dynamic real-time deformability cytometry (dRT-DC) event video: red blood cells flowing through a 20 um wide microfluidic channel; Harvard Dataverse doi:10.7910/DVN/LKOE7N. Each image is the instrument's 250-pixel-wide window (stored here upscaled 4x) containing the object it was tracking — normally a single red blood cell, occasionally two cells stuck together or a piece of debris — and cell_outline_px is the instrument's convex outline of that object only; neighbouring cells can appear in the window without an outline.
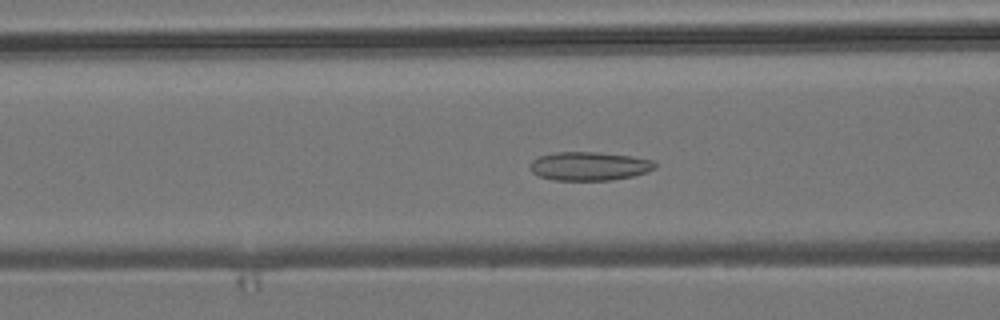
{"species": "common noctule bat (a hibernating species)", "species_latin": "Nyctalus noctula", "temperature_condition": "room temperature", "stored_images_in_passage": 45, "camera_frame_rate_fps": 3000, "um_per_image_px": 0.085, "animal": {"sex": "male", "body_mass_g": 19.2, "forearm_length_mm": 51.8}, "frame": {"image": 1, "passage_image": 21, "time_ms": 6.667, "image_size_px": [1000, 320], "cell_outline_px": [[656, 168], [648, 172], [632, 176], [612, 180], [552, 180], [540, 176], [532, 172], [528, 168], [528, 164], [532, 160], [540, 156], [556, 152], [596, 152], [632, 156], [656, 160]], "centroid_in_image_um": [50.1, 14.12], "position_along_channel_um": 116.5, "area_um2": 21.1}}
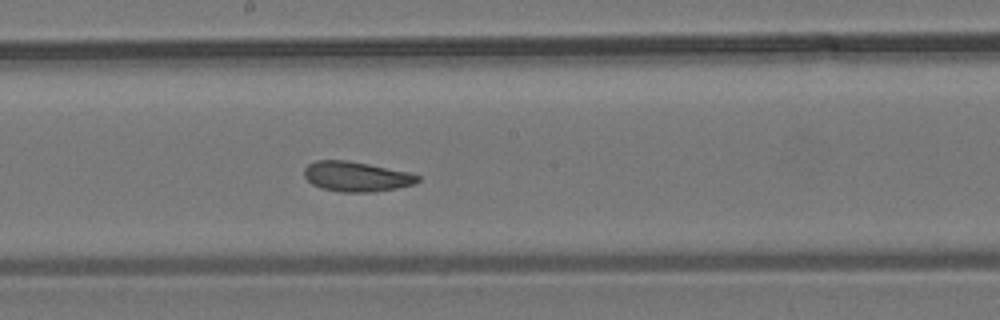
{"frame": {"image": 2, "passage_image": 29, "time_ms": 9.333, "image_size_px": [1000, 320], "cell_outline_px": [[420, 180], [412, 184], [396, 188], [372, 192], [340, 192], [320, 188], [312, 184], [304, 176], [304, 168], [308, 164], [316, 160], [344, 160], [368, 164], [408, 172], [420, 176]], "centroid_in_image_um": [30.25, 15.01], "position_along_channel_um": 218.0, "area_um2": 19.71}}
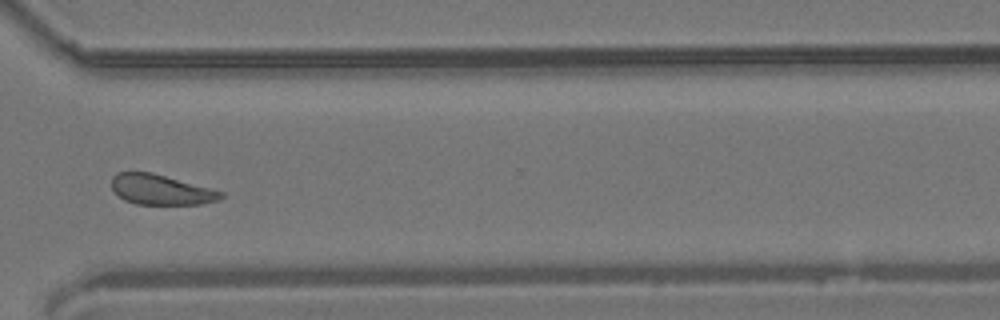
{"frame": {"image": 3, "passage_image": 40, "time_ms": 13.0, "image_size_px": [1000, 320], "cell_outline_px": [[224, 196], [220, 200], [200, 204], [136, 204], [124, 200], [112, 188], [112, 176], [116, 172], [152, 172], [224, 192]], "centroid_in_image_um": [13.68, 16.12], "position_along_channel_um": 356.9, "area_um2": 19.13}, "authors_computed_cell_mechanics": {"area_um2": 20.3456, "velocity_mm_per_s": 3.7963, "shape_relaxation_time_tau1_ms": null, "shape_relaxation_time_tau2_ms": 2.4648, "deformation_change_tau1": null, "deformation_change_tau2": 0.0972}}